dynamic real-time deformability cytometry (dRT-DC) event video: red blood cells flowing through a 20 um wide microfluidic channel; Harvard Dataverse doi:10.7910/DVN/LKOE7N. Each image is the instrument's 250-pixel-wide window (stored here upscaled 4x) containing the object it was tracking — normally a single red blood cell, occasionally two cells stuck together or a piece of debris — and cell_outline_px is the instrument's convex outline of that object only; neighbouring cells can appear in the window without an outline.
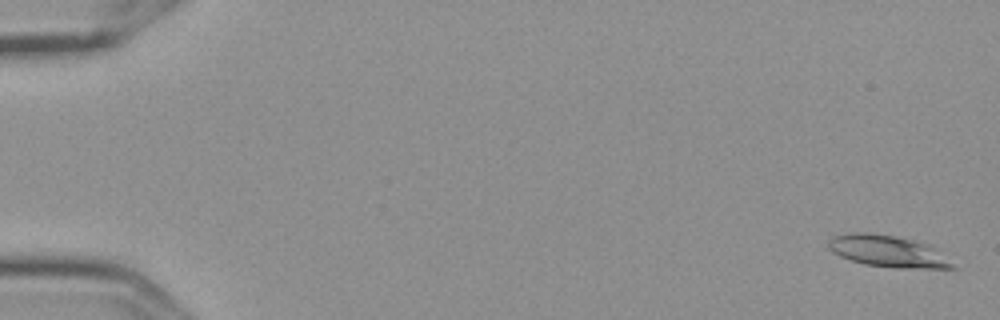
{"species": "Egyptian fruit bat (a non-hibernating species)", "species_latin": "Rousettus aegyptiacus", "temperature_condition": "cold", "stored_images_in_passage": 5, "camera_frame_rate_fps": 3000, "um_per_image_px": 0.085, "frame": {"image": 1, "passage_image": 1, "time_ms": 0.0, "image_size_px": [1000, 320], "cell_outline_px": [[960, 268], [900, 268], [864, 264], [840, 256], [832, 252], [828, 248], [828, 240], [832, 236], [848, 232], [872, 232], [912, 240], [932, 248]], "centroid_in_image_um": [75.37, 21.35], "position_along_channel_um": 9.6, "area_um2": 22.54}}
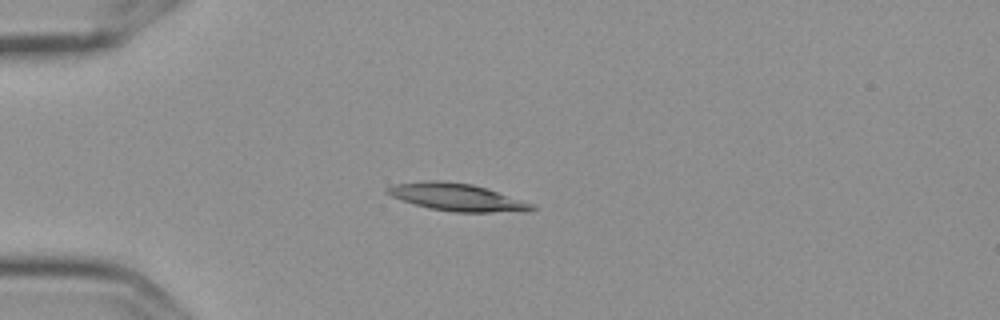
{"frame": {"image": 2, "passage_image": 5, "time_ms": 1.333, "image_size_px": [1000, 320], "cell_outline_px": [[536, 208], [532, 212], [456, 212], [428, 208], [392, 196], [384, 192], [384, 188], [396, 184], [428, 180], [440, 180], [472, 184], [488, 188], [536, 204]], "centroid_in_image_um": [38.94, 16.76], "position_along_channel_um": 46.1, "area_um2": 23.35}}